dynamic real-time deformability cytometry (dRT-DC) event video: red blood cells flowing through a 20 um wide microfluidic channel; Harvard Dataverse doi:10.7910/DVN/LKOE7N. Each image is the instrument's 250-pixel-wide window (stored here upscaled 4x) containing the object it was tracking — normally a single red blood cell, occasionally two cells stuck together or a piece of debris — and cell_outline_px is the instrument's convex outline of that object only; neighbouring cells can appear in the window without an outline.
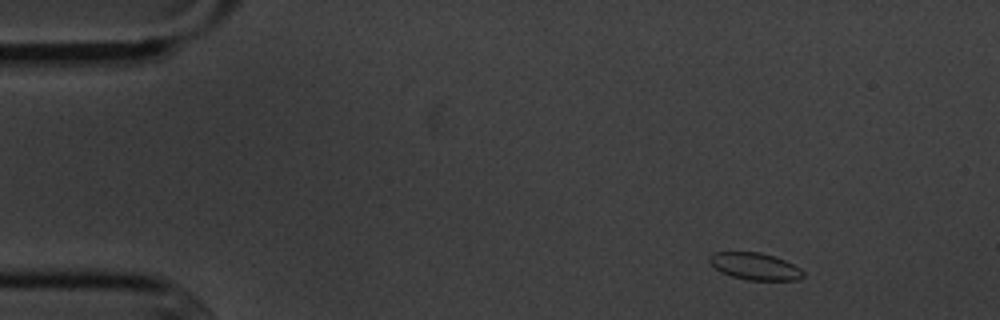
{"species": "common noctule bat (a hibernating species)", "species_latin": "Nyctalus noctula", "temperature_condition": "cold", "stored_images_in_passage": 6, "camera_frame_rate_fps": 3000, "um_per_image_px": 0.085, "animal": {"sex": "male", "body_mass_g": 20.1, "forearm_length_mm": 53.5}, "frame": {"image": 1, "passage_image": 1, "time_ms": 0.0, "image_size_px": [1000, 320], "cell_outline_px": [[804, 276], [796, 280], [748, 280], [732, 276], [720, 272], [708, 260], [708, 256], [712, 252], [760, 252], [784, 260], [800, 268], [804, 272]], "centroid_in_image_um": [64.15, 22.63], "position_along_channel_um": 20.9, "area_um2": 14.68}}
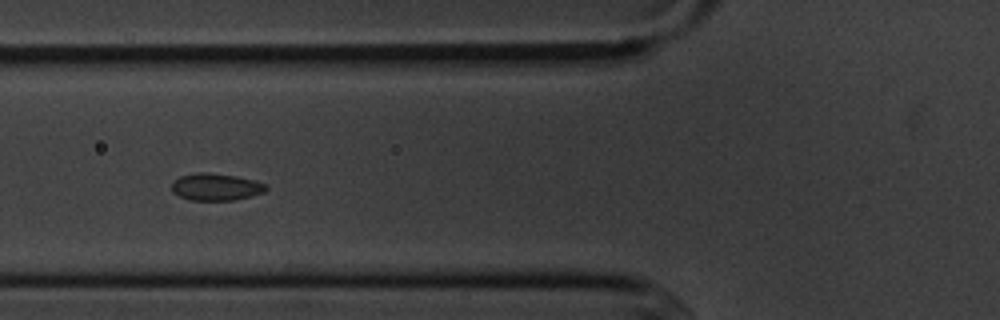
{"frame": {"image": 2, "passage_image": 5, "time_ms": 4.667, "image_size_px": [1000, 320], "cell_outline_px": [[268, 188], [264, 192], [252, 196], [236, 200], [188, 200], [172, 192], [172, 180], [180, 176], [200, 172], [208, 172], [236, 176], [252, 180], [264, 184]], "centroid_in_image_um": [18.32, 15.89], "position_along_channel_um": 107.5, "area_um2": 14.91}}
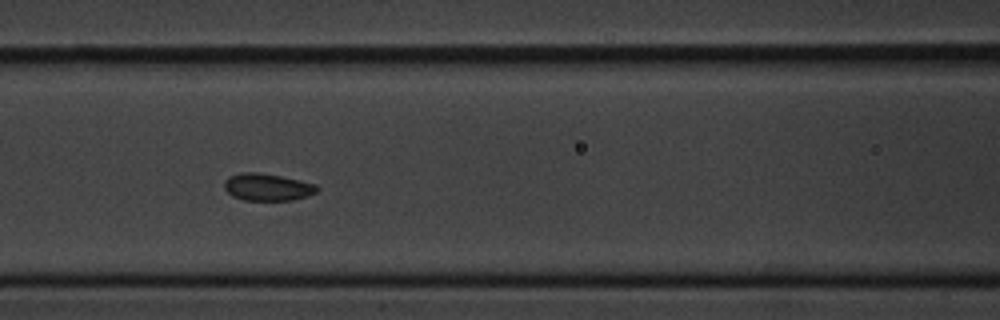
{"frame": {"image": 3, "passage_image": 6, "time_ms": 5.667, "image_size_px": [1000, 320], "cell_outline_px": [[320, 188], [316, 192], [308, 196], [292, 200], [244, 200], [232, 196], [224, 188], [224, 180], [232, 176], [244, 172], [256, 172], [280, 176], [300, 180], [316, 184]], "centroid_in_image_um": [22.75, 15.91], "position_along_channel_um": 143.8, "area_um2": 14.62}}